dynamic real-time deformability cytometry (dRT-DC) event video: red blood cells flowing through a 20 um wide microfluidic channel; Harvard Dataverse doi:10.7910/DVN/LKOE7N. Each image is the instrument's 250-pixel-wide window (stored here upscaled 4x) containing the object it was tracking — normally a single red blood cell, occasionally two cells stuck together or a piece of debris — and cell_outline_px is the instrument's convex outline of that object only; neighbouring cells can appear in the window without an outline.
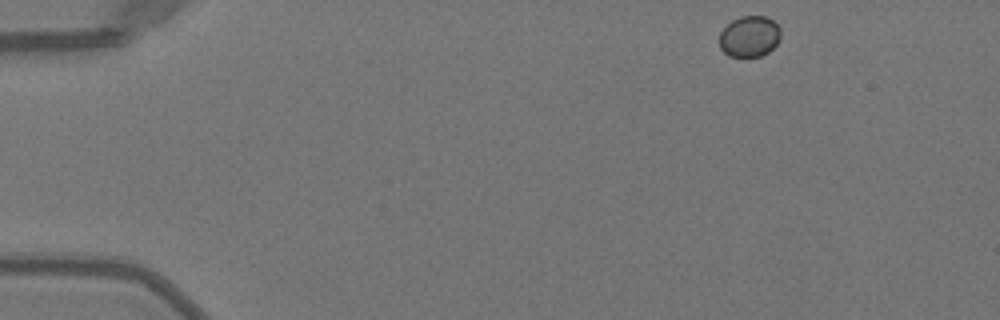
{"species": "Egyptian fruit bat (a non-hibernating species)", "species_latin": "Rousettus aegyptiacus", "temperature_condition": "warm", "stored_images_in_passage": 6, "camera_frame_rate_fps": 3000, "um_per_image_px": 0.085, "animal": {"sex": "female"}, "frame": {"image": 1, "passage_image": 1, "time_ms": 0.0, "image_size_px": [1000, 320], "cell_outline_px": [[780, 40], [768, 52], [760, 56], [728, 56], [720, 48], [720, 32], [732, 20], [740, 16], [764, 16], [772, 20], [780, 28]], "centroid_in_image_um": [63.7, 3.09], "position_along_channel_um": 21.3, "area_um2": 14.57}}